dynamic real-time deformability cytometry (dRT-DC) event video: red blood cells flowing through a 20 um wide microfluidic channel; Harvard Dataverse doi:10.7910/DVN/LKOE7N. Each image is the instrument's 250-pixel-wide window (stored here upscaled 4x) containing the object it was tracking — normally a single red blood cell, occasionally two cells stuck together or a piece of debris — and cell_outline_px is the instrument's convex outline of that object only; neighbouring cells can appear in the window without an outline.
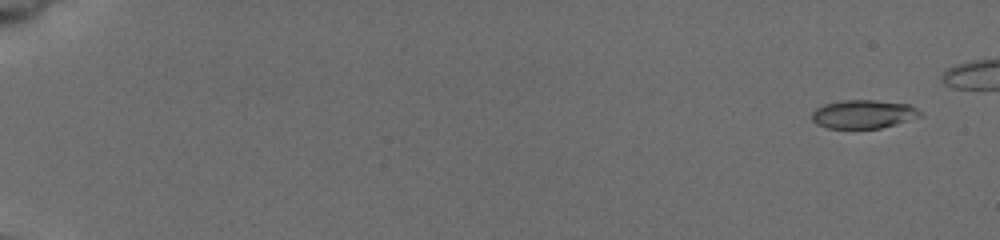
{"species": "common noctule bat (a hibernating species)", "species_latin": "Nyctalus noctula", "temperature_condition": "cold", "stored_images_in_passage": 35, "camera_frame_rate_fps": 3000, "um_per_image_px": 0.085, "animal": {"sex": "female", "body_mass_g": 19.5, "forearm_length_mm": 54.1}, "frame": {"image": 1, "passage_image": 1, "time_ms": 0.0, "image_size_px": [1000, 240], "cell_outline_px": [[924, 116], [896, 124], [880, 128], [828, 128], [816, 124], [812, 120], [812, 112], [816, 108], [824, 104], [844, 100], [876, 100], [912, 104]], "centroid_in_image_um": [73.42, 9.7], "position_along_channel_um": 11.6, "area_um2": 18.15}}
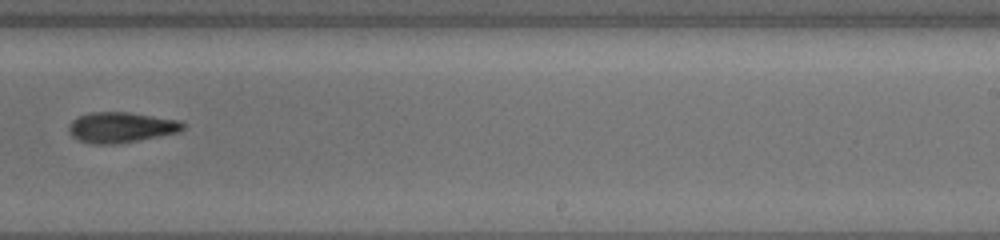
{"frame": {"image": 2, "passage_image": 24, "time_ms": 11.667, "image_size_px": [1000, 240], "cell_outline_px": [[184, 128], [176, 132], [116, 144], [92, 144], [80, 140], [72, 136], [68, 128], [72, 120], [80, 116], [92, 112], [128, 112], [180, 120], [184, 124]], "centroid_in_image_um": [10.26, 10.81], "position_along_channel_um": 278.7, "area_um2": 19.88}}
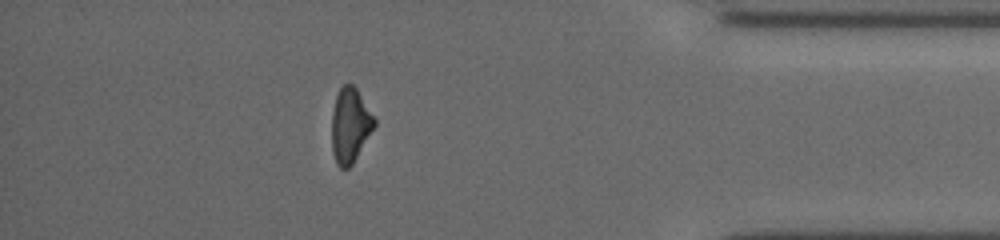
{"frame": {"image": 3, "passage_image": 33, "time_ms": 15.667, "image_size_px": [1000, 240], "cell_outline_px": [[376, 124], [352, 164], [348, 168], [340, 168], [336, 164], [332, 152], [332, 112], [336, 96], [340, 88], [344, 84], [352, 84], [356, 88], [376, 120]], "centroid_in_image_um": [29.74, 10.66], "position_along_channel_um": 405.5, "area_um2": 18.32}, "authors_computed_cell_mechanics": {"area_um2": 19.7098, "velocity_mm_per_s": 3.8773, "shape_relaxation_time_tau1_ms": 3.8558, "shape_relaxation_time_tau2_ms": null, "deformation_change_tau1": 0.1476, "deformation_change_tau2": null}}